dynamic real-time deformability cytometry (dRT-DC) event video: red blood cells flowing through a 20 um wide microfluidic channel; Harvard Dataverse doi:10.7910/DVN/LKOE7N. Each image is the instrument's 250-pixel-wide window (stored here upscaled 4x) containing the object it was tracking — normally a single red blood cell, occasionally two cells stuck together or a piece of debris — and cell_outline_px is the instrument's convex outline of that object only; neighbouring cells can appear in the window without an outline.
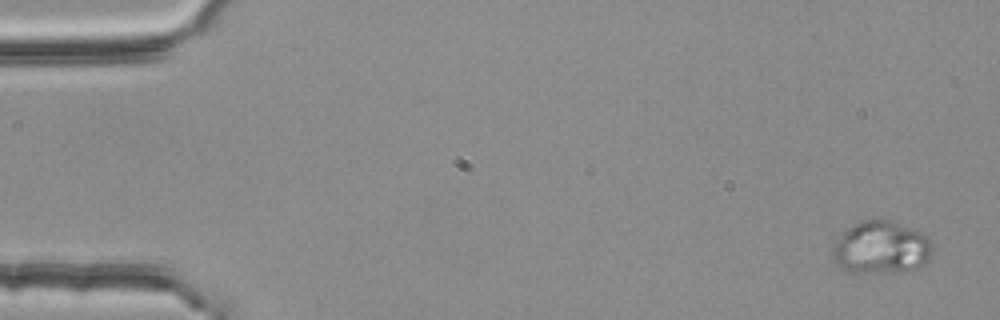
{"species": "common noctule bat (a hibernating species)", "species_latin": "Nyctalus noctula", "temperature_condition": "room temperature", "stored_images_in_passage": 4, "camera_frame_rate_fps": 3000, "um_per_image_px": 0.085, "animal": {"sex": "female", "body_mass_g": 25.1}, "frame": {"image": 1, "passage_image": 1, "time_ms": 0.0, "image_size_px": [1000, 320], "cell_outline_px": [[932, 252], [928, 260], [924, 264], [916, 268], [880, 272], [848, 272], [840, 268], [836, 264], [832, 256], [832, 244], [852, 224], [864, 220], [892, 220], [920, 232], [928, 236], [932, 244]], "centroid_in_image_um": [74.87, 21.03], "position_along_channel_um": 10.1, "area_um2": 30.52}}
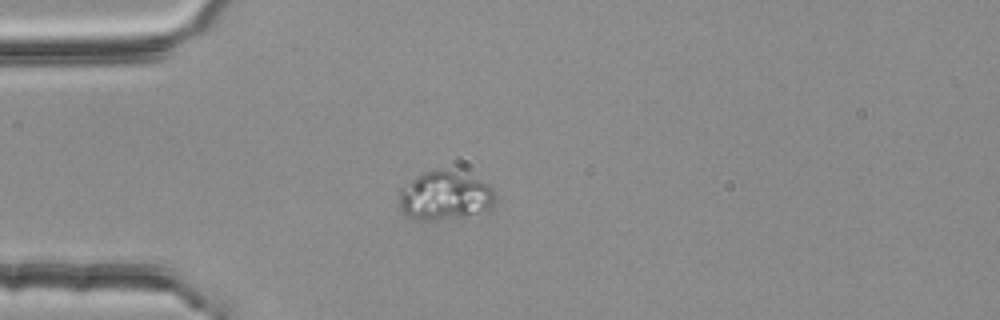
{"frame": {"image": 2, "passage_image": 4, "time_ms": 1.0, "image_size_px": [1000, 320], "cell_outline_px": [[492, 208], [464, 216], [428, 220], [416, 220], [404, 216], [400, 212], [400, 188], [416, 176], [424, 172], [440, 168], [444, 168], [476, 180], [492, 188]], "centroid_in_image_um": [37.7, 16.65], "position_along_channel_um": 47.3, "area_um2": 26.65}}